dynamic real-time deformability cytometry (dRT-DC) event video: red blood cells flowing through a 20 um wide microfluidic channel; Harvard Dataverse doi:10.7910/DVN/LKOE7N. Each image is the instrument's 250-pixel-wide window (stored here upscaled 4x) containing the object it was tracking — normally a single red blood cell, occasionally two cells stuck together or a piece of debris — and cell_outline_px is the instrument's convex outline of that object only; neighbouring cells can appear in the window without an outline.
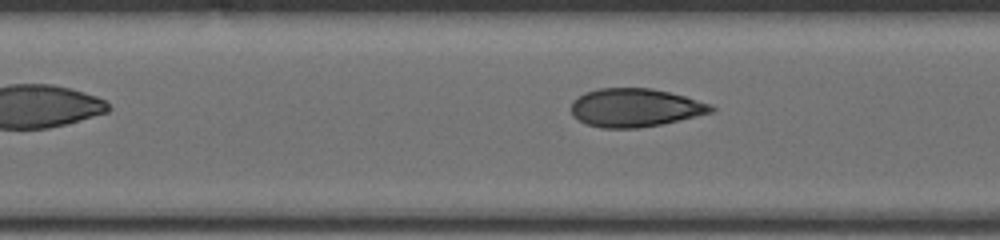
{"species": "human", "species_latin": "Homo sapiens", "temperature_condition": "cold", "stored_images_in_passage": 23, "segment_of_instrument_passage": [3, 3], "camera_frame_rate_fps": 3000, "um_per_image_px": 0.085, "donor": {"sex": "male"}, "frame": {"image": 1, "passage_image": 23, "time_ms": 8.333, "image_size_px": [1000, 240], "cell_outline_px": [[716, 108], [712, 112], [660, 124], [640, 128], [600, 128], [588, 124], [572, 116], [572, 100], [584, 92], [600, 88], [652, 88], [684, 96], [712, 104]], "centroid_in_image_um": [53.96, 9.15], "position_along_channel_um": 153.4, "area_um2": 31.15}}